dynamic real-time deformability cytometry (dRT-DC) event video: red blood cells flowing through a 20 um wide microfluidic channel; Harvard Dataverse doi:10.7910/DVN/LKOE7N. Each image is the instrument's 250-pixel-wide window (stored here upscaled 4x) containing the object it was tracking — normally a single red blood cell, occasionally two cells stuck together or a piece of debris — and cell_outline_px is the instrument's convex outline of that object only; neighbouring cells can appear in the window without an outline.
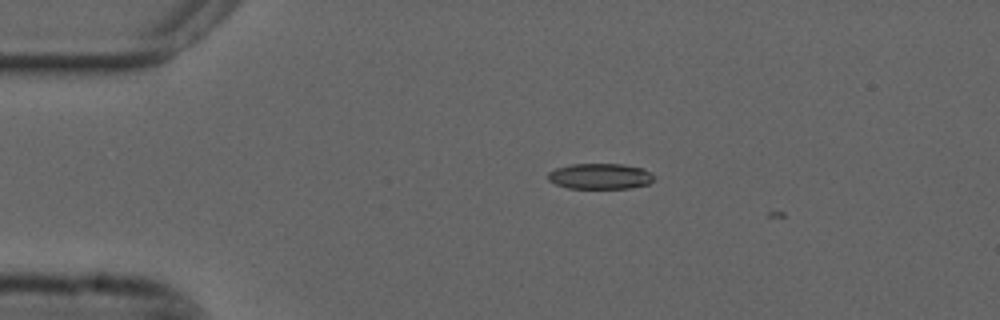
{"species": "common noctule bat (a hibernating species)", "species_latin": "Nyctalus noctula", "temperature_condition": "cold", "stored_images_in_passage": 2, "camera_frame_rate_fps": 3000, "um_per_image_px": 0.085, "animal": {"sex": "male", "forearm_length_mm": 52.5}, "frame": {"image": 1, "passage_image": 1, "time_ms": 0.0, "image_size_px": [1000, 320], "cell_outline_px": [[656, 176], [648, 184], [628, 188], [568, 188], [556, 184], [548, 180], [548, 172], [556, 168], [572, 164], [624, 164], [644, 168]], "centroid_in_image_um": [51.02, 14.97], "position_along_channel_um": 34.0, "area_um2": 15.9}}